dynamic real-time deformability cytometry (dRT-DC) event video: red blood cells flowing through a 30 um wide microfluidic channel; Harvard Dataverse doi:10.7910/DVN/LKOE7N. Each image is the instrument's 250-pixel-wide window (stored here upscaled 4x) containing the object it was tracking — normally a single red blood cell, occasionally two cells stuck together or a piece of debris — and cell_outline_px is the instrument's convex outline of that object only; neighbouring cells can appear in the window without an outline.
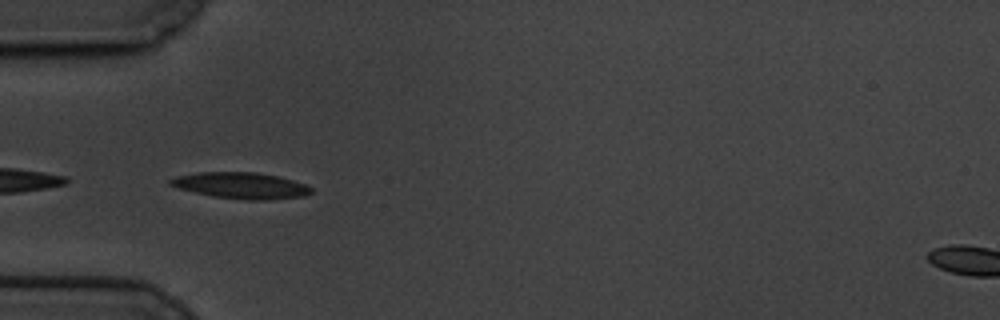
{"species": "common noctule bat (a hibernating species)", "species_latin": "Nyctalus noctula", "temperature_condition": "cold", "stored_images_in_passage": 39, "camera_frame_rate_fps": 3000, "um_per_image_px": 0.085, "animal": {"sex": "male", "body_mass_g": 19.5, "forearm_length_mm": 54.6}, "frame": {"image": 1, "passage_image": 1, "time_ms": 0.0, "image_size_px": [1000, 320], "cell_outline_px": [[312, 192], [304, 196], [268, 200], [248, 200], [212, 196], [180, 188], [168, 184], [168, 180], [176, 176], [196, 172], [256, 172], [276, 176], [292, 180], [304, 184], [312, 188]], "centroid_in_image_um": [20.48, 15.77], "position_along_channel_um": 64.5, "area_um2": 21.39}}
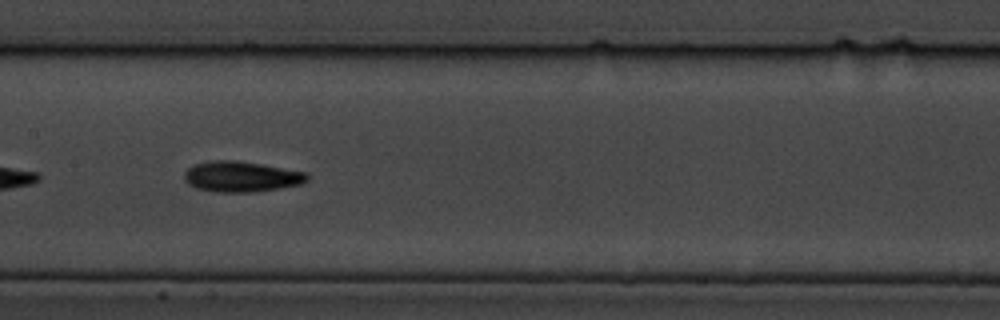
{"frame": {"image": 2, "passage_image": 12, "time_ms": 3.667, "image_size_px": [1000, 320], "cell_outline_px": [[308, 180], [300, 184], [280, 188], [252, 192], [216, 192], [196, 188], [188, 184], [184, 180], [184, 172], [192, 164], [212, 160], [236, 160], [308, 172]], "centroid_in_image_um": [20.48, 15.01], "position_along_channel_um": 186.9, "area_um2": 22.02}}
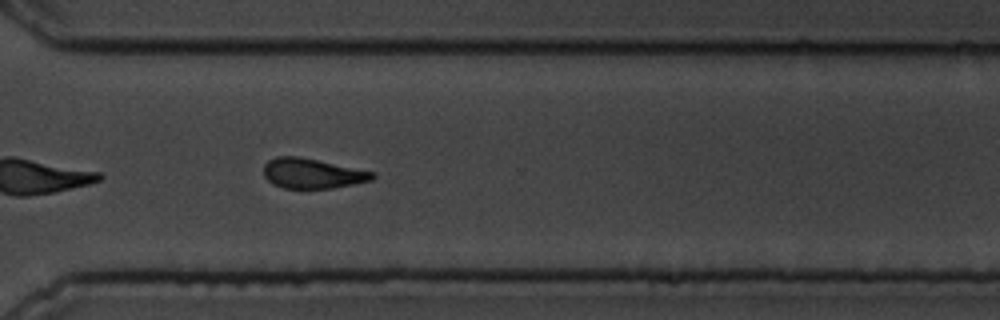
{"frame": {"image": 3, "passage_image": 26, "time_ms": 8.333, "image_size_px": [1000, 320], "cell_outline_px": [[376, 176], [372, 180], [332, 188], [284, 188], [272, 184], [264, 176], [264, 164], [268, 160], [276, 156], [296, 156], [376, 172]], "centroid_in_image_um": [26.53, 14.74], "position_along_channel_um": 344.1, "area_um2": 18.9}, "authors_computed_cell_mechanics": {"area_um2": 19.652, "velocity_mm_per_s": 3.3707, "shape_relaxation_time_tau1_ms": 2.8891, "shape_relaxation_time_tau2_ms": 6.5576, "deformation_change_tau1": 0.1183, "deformation_change_tau2": 0.1487}}